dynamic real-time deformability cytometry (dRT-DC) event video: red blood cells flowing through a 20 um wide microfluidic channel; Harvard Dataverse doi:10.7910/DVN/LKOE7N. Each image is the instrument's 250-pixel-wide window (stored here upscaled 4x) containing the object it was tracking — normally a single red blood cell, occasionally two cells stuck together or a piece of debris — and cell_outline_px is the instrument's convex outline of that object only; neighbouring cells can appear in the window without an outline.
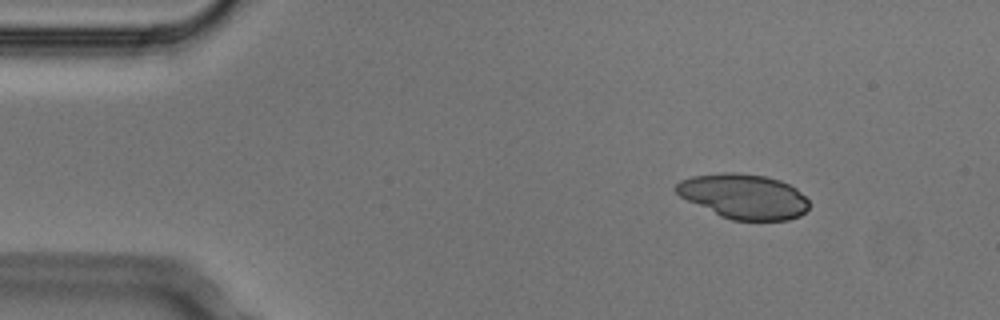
{"species": "Egyptian fruit bat (a non-hibernating species)", "species_latin": "Rousettus aegyptiacus", "temperature_condition": "cold", "stored_images_in_passage": 3, "camera_frame_rate_fps": 3000, "um_per_image_px": 0.085, "animal": {"sex": "male"}, "frame": {"image": 1, "passage_image": 1, "time_ms": 0.0, "image_size_px": [1000, 320], "cell_outline_px": [[808, 208], [800, 216], [788, 220], [732, 220], [720, 216], [680, 196], [676, 192], [676, 184], [680, 180], [692, 176], [724, 172], [740, 172], [768, 176], [780, 180], [796, 188], [808, 200]], "centroid_in_image_um": [63.23, 16.68], "position_along_channel_um": 21.8, "area_um2": 34.68}}